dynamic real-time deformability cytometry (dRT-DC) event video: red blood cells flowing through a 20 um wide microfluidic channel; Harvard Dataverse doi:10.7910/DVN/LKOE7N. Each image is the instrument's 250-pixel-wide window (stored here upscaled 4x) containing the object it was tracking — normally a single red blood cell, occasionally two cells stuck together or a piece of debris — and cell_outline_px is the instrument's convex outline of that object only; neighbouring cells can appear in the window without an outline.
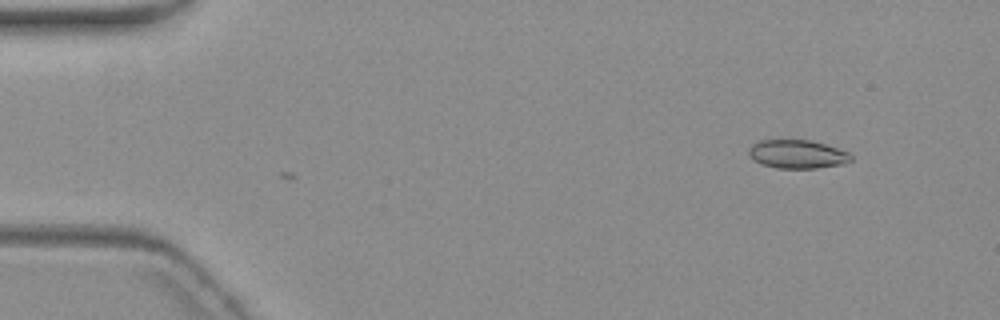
{"species": "common noctule bat (a hibernating species)", "species_latin": "Nyctalus noctula", "temperature_condition": "warm", "stored_images_in_passage": 3, "camera_frame_rate_fps": 3000, "um_per_image_px": 0.085, "animal": {"sex": "female", "body_mass_g": 19.3, "forearm_length_mm": 54.1}, "frame": {"image": 1, "passage_image": 3, "time_ms": 3.0, "image_size_px": [1000, 320], "cell_outline_px": [[852, 160], [844, 164], [816, 168], [776, 168], [760, 164], [748, 152], [748, 148], [752, 144], [760, 140], [812, 140], [848, 152], [852, 156]], "centroid_in_image_um": [67.78, 13.1], "position_along_channel_um": 17.2, "area_um2": 16.94}}